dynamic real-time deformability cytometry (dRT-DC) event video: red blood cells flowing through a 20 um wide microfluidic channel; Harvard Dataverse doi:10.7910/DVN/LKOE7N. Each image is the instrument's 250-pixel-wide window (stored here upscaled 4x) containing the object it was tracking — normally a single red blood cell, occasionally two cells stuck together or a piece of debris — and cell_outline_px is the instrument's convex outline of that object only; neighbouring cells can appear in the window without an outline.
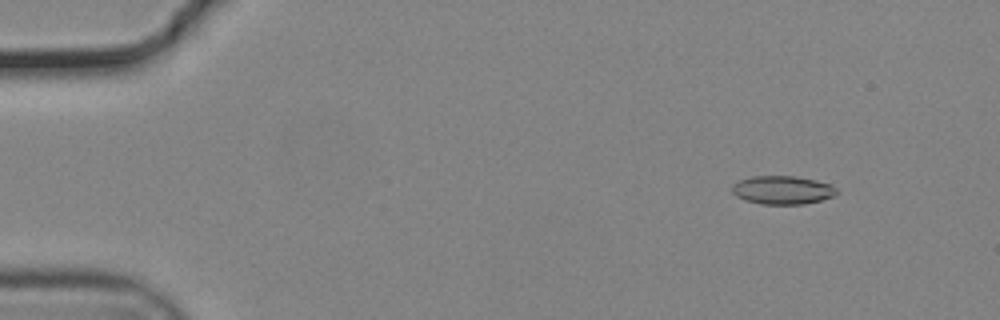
{"species": "common noctule bat (a hibernating species)", "species_latin": "Nyctalus noctula", "temperature_condition": "cold", "stored_images_in_passage": 56, "camera_frame_rate_fps": 3000, "um_per_image_px": 0.085, "animal": {"sex": "male", "body_mass_g": 19.2, "forearm_length_mm": 51.8}, "frame": {"image": 1, "passage_image": 7, "time_ms": 2.0, "image_size_px": [1000, 320], "cell_outline_px": [[840, 192], [836, 196], [804, 204], [760, 204], [744, 200], [736, 196], [732, 192], [732, 184], [740, 180], [752, 176], [796, 176], [816, 180], [832, 184]], "centroid_in_image_um": [66.54, 16.15], "position_along_channel_um": 18.5, "area_um2": 17.57}}
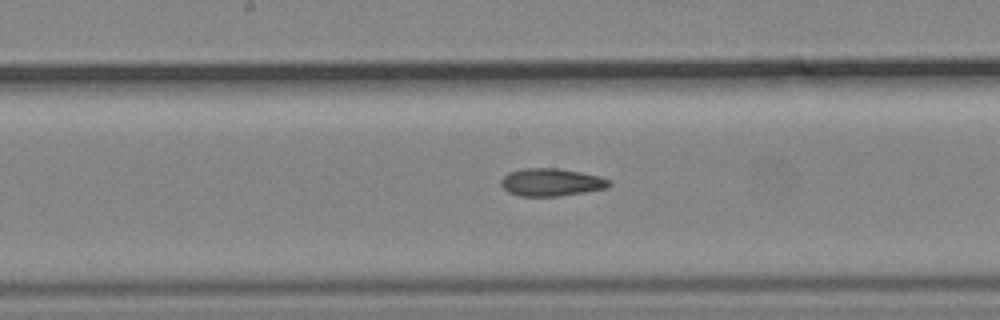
{"frame": {"image": 2, "passage_image": 30, "time_ms": 9.667, "image_size_px": [1000, 320], "cell_outline_px": [[612, 184], [604, 188], [584, 192], [560, 196], [520, 196], [508, 192], [500, 184], [500, 180], [508, 172], [524, 168], [560, 168], [600, 176], [608, 180]], "centroid_in_image_um": [46.82, 15.48], "position_along_channel_um": 201.4, "area_um2": 17.4}}
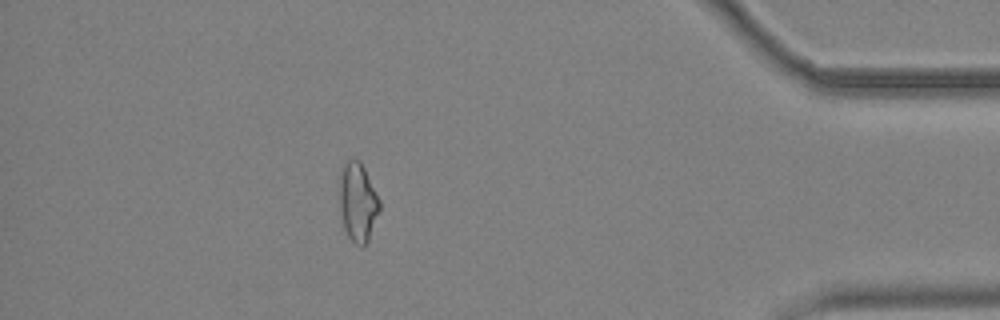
{"frame": {"image": 3, "passage_image": 50, "time_ms": 16.333, "image_size_px": [1000, 320], "cell_outline_px": [[380, 212], [368, 240], [364, 244], [356, 244], [348, 236], [344, 228], [340, 208], [340, 168], [344, 160], [360, 160], [380, 200]], "centroid_in_image_um": [30.41, 17.14], "position_along_channel_um": 404.8, "area_um2": 18.32}, "authors_computed_cell_mechanics": {"area_um2": 17.5712, "velocity_mm_per_s": 3.735, "shape_relaxation_time_tau1_ms": null, "shape_relaxation_time_tau2_ms": 5.9459, "deformation_change_tau1": null, "deformation_change_tau2": 0.137}}